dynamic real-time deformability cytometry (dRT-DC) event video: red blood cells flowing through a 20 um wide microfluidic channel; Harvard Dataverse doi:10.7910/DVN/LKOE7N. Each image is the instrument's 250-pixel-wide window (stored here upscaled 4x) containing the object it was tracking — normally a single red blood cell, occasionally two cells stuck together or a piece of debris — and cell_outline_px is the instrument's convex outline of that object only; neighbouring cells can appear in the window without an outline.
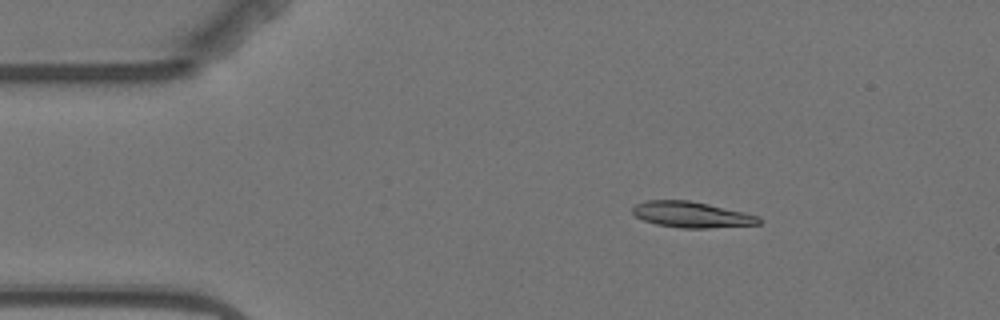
{"species": "Egyptian fruit bat (a non-hibernating species)", "species_latin": "Rousettus aegyptiacus", "temperature_condition": "warm", "stored_images_in_passage": 4, "camera_frame_rate_fps": 3000, "um_per_image_px": 0.085, "animal": {"sex": "female"}, "frame": {"image": 1, "passage_image": 3, "time_ms": 2.333, "image_size_px": [1000, 320], "cell_outline_px": [[764, 220], [760, 224], [708, 228], [680, 228], [656, 224], [644, 220], [636, 216], [632, 212], [632, 208], [636, 204], [648, 200], [688, 200], [708, 204], [744, 212], [760, 216]], "centroid_in_image_um": [58.82, 18.24], "position_along_channel_um": 26.2, "area_um2": 19.07}}